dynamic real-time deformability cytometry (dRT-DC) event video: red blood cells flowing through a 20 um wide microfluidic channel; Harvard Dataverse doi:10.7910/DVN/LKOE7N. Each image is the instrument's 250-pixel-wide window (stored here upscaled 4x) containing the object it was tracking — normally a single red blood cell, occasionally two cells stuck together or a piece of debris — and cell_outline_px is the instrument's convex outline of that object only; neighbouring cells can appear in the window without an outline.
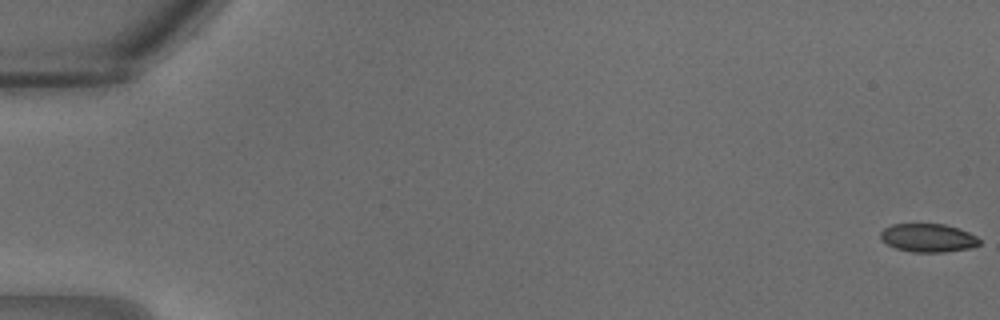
{"species": "common noctule bat (a hibernating species)", "species_latin": "Nyctalus noctula", "temperature_condition": "warm", "stored_images_in_passage": 32, "camera_frame_rate_fps": 3000, "um_per_image_px": 0.085, "animal": {"sex": "male", "body_mass_g": 18.8}, "frame": {"image": 1, "passage_image": 1, "time_ms": 0.0, "image_size_px": [1000, 320], "cell_outline_px": [[980, 244], [972, 248], [944, 252], [912, 252], [896, 248], [880, 240], [880, 232], [884, 228], [892, 224], [944, 224], [960, 228], [976, 236], [980, 240]], "centroid_in_image_um": [78.89, 20.22], "position_along_channel_um": 6.1, "area_um2": 16.47}}
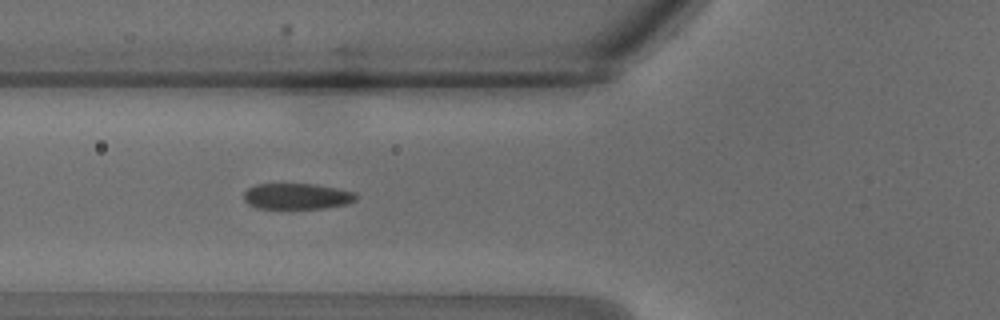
{"frame": {"image": 2, "passage_image": 13, "time_ms": 4.0, "image_size_px": [1000, 320], "cell_outline_px": [[356, 200], [348, 204], [324, 208], [256, 208], [248, 204], [244, 200], [244, 192], [248, 188], [256, 184], [312, 184], [336, 188], [356, 192]], "centroid_in_image_um": [25.24, 16.68], "position_along_channel_um": 100.6, "area_um2": 16.94}}
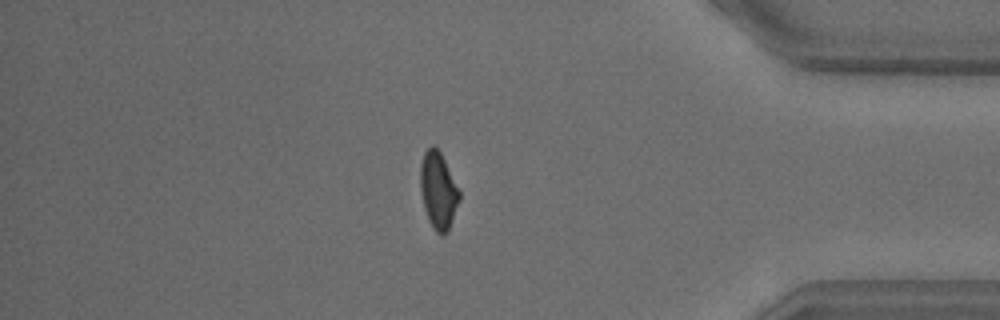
{"frame": {"image": 3, "passage_image": 28, "time_ms": 9.0, "image_size_px": [1000, 320], "cell_outline_px": [[460, 200], [448, 232], [444, 236], [440, 236], [432, 228], [428, 220], [424, 208], [420, 188], [420, 164], [424, 152], [432, 144], [440, 152], [460, 192]], "centroid_in_image_um": [37.24, 16.24], "position_along_channel_um": 398.0, "area_um2": 17.57}}